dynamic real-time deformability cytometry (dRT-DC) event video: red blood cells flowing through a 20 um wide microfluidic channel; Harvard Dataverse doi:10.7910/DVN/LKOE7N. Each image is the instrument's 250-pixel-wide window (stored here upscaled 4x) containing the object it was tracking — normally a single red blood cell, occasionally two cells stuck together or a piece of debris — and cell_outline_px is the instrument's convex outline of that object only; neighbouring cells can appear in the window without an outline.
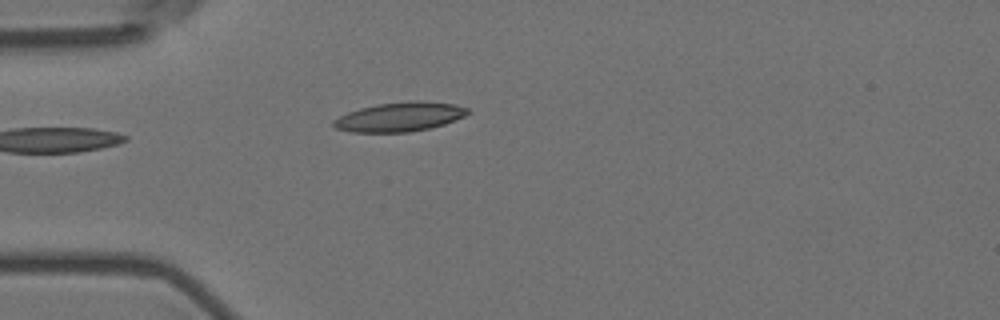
{"species": "Egyptian fruit bat (a non-hibernating species)", "species_latin": "Rousettus aegyptiacus", "temperature_condition": "room temperature", "stored_images_in_passage": 4, "camera_frame_rate_fps": 3000, "um_per_image_px": 0.085, "animal": {"sex": "female"}, "frame": {"image": 1, "passage_image": 4, "time_ms": 1.0, "image_size_px": [1000, 320], "cell_outline_px": [[468, 112], [464, 116], [444, 124], [428, 128], [408, 132], [352, 132], [336, 128], [332, 124], [332, 120], [348, 112], [360, 108], [376, 104], [412, 100], [420, 100], [456, 104], [468, 108]], "centroid_in_image_um": [33.96, 9.92], "position_along_channel_um": 51.0, "area_um2": 22.83}}